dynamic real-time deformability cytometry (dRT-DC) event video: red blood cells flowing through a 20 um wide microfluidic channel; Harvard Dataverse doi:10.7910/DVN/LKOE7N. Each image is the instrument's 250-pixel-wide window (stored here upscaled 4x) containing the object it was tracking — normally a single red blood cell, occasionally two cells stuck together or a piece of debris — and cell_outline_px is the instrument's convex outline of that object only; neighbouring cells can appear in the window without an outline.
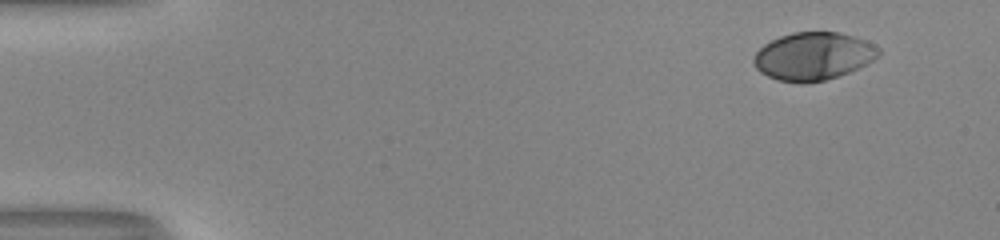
{"species": "human", "species_latin": "Homo sapiens", "temperature_condition": "room temperature", "stored_images_in_passage": 43, "camera_frame_rate_fps": 3000, "um_per_image_px": 0.085, "donor": {"sex": "male"}, "frame": {"image": 1, "passage_image": 1, "time_ms": 0.0, "image_size_px": [1000, 240], "cell_outline_px": [[880, 56], [868, 64], [848, 72], [824, 80], [804, 84], [800, 84], [776, 80], [760, 72], [756, 68], [752, 60], [756, 52], [764, 44], [780, 36], [792, 32], [840, 32], [864, 40], [880, 48]], "centroid_in_image_um": [69.12, 4.79], "position_along_channel_um": 15.9, "area_um2": 34.97}}
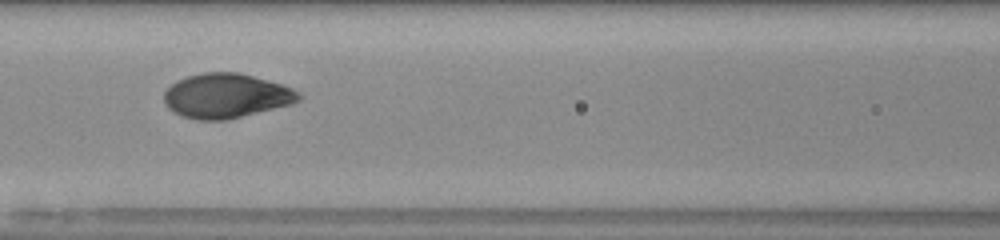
{"frame": {"image": 2, "passage_image": 21, "time_ms": 6.667, "image_size_px": [1000, 240], "cell_outline_px": [[300, 100], [292, 104], [224, 120], [196, 120], [172, 112], [164, 104], [164, 92], [176, 80], [188, 76], [204, 72], [236, 72], [252, 76], [280, 84], [292, 88], [300, 92]], "centroid_in_image_um": [19.19, 8.14], "position_along_channel_um": 147.4, "area_um2": 34.74}}
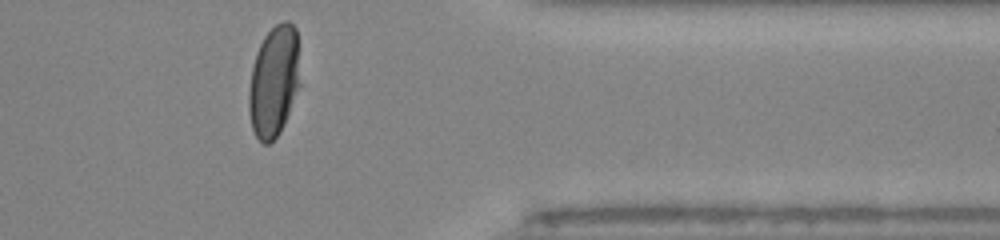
{"frame": {"image": 3, "passage_image": 40, "time_ms": 13.0, "image_size_px": [1000, 240], "cell_outline_px": [[300, 84], [284, 124], [280, 132], [268, 144], [264, 144], [256, 136], [252, 128], [248, 108], [248, 92], [252, 68], [256, 52], [264, 36], [276, 24], [284, 20], [288, 20], [296, 28]], "centroid_in_image_um": [23.27, 6.9], "position_along_channel_um": 388.1, "area_um2": 33.12}, "authors_computed_cell_mechanics": {"area_um2": 34.5644, "velocity_mm_per_s": 4.0327, "shape_relaxation_time_tau1_ms": 3.3697, "shape_relaxation_time_tau2_ms": null, "deformation_change_tau1": 0.1909, "deformation_change_tau2": null}}